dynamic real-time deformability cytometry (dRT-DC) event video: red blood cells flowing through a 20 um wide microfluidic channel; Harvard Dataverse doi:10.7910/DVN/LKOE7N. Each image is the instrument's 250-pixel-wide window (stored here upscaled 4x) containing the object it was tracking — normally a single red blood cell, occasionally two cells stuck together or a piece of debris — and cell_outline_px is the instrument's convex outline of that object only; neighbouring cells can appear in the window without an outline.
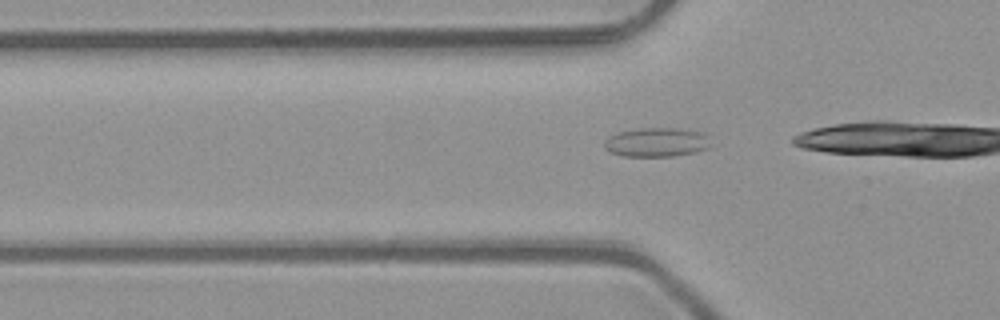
{"species": "common noctule bat (a hibernating species)", "species_latin": "Nyctalus noctula", "temperature_condition": "room temperature", "stored_images_in_passage": 9, "camera_frame_rate_fps": 3000, "um_per_image_px": 0.085, "animal": {"sex": "male", "body_mass_g": 23.1, "forearm_length_mm": 52.7}, "frame": {"image": 1, "passage_image": 4, "time_ms": 1.0, "image_size_px": [1000, 320], "cell_outline_px": [[712, 148], [696, 152], [672, 156], [624, 156], [612, 152], [604, 148], [604, 140], [608, 136], [620, 132], [640, 128], [688, 128], [704, 132], [708, 136], [712, 144]], "centroid_in_image_um": [55.9, 12.08], "position_along_channel_um": 69.9, "area_um2": 18.44}}